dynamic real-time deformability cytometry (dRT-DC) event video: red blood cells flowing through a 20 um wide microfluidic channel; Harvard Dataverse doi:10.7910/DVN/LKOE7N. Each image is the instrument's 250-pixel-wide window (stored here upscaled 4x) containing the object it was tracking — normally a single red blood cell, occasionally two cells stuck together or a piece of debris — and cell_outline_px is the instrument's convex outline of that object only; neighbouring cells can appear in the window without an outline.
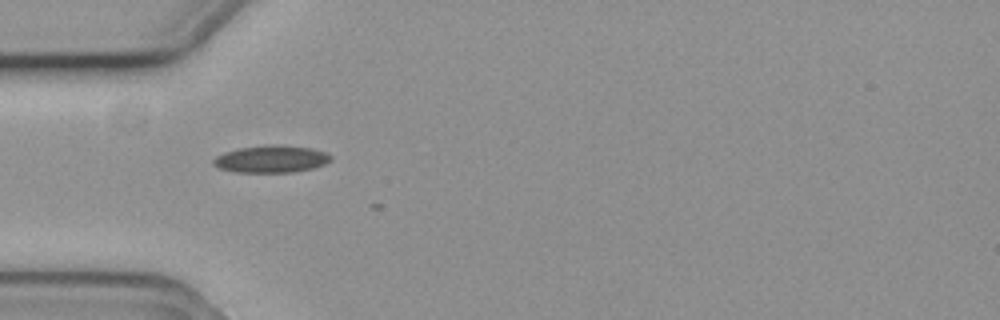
{"species": "common noctule bat (a hibernating species)", "species_latin": "Nyctalus noctula", "temperature_condition": "cold", "stored_images_in_passage": 4, "camera_frame_rate_fps": 3000, "um_per_image_px": 0.085, "animal": {"sex": "female", "body_mass_g": 19.3, "forearm_length_mm": 54.1}, "frame": {"image": 1, "passage_image": 1, "time_ms": 0.0, "image_size_px": [1000, 320], "cell_outline_px": [[332, 160], [324, 164], [312, 168], [292, 172], [236, 172], [220, 168], [212, 164], [212, 160], [216, 156], [224, 152], [240, 148], [268, 144], [276, 144], [312, 148], [324, 152], [332, 156]], "centroid_in_image_um": [23.05, 13.51], "position_along_channel_um": 62.0, "area_um2": 18.61}}